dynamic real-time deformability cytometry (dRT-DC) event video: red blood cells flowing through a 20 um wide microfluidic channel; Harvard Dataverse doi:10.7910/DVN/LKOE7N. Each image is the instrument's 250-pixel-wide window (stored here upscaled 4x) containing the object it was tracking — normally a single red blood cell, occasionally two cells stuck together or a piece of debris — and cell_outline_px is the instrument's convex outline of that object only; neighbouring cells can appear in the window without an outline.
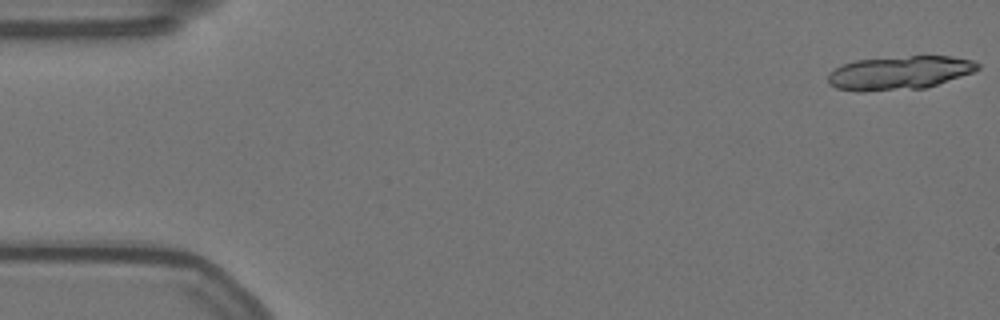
{"species": "Egyptian fruit bat (a non-hibernating species)", "species_latin": "Rousettus aegyptiacus", "temperature_condition": "warm", "stored_images_in_passage": 16, "camera_frame_rate_fps": 3000, "um_per_image_px": 0.085, "animal": {"sex": "female"}, "frame": {"image": 1, "passage_image": 1, "time_ms": 0.0, "image_size_px": [1000, 320], "cell_outline_px": [[980, 68], [972, 72], [924, 88], [864, 92], [860, 92], [836, 88], [828, 84], [828, 72], [844, 64], [856, 60], [908, 56], [952, 56], [972, 60], [980, 64]], "centroid_in_image_um": [76.41, 6.19], "position_along_channel_um": 8.6, "area_um2": 29.25}}
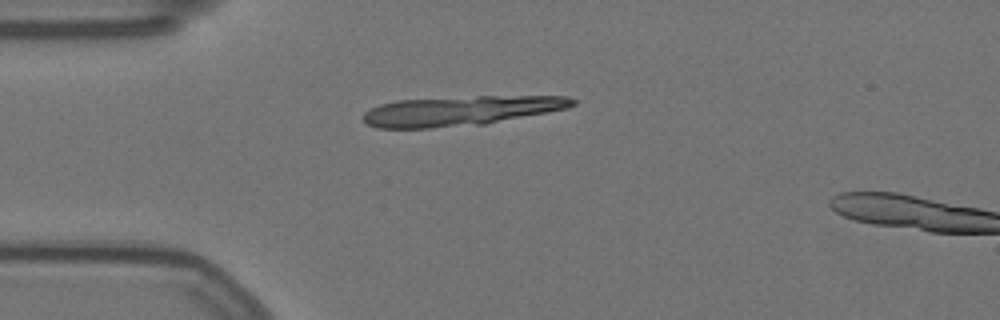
{"frame": {"image": 2, "passage_image": 14, "time_ms": 4.333, "image_size_px": [1000, 320], "cell_outline_px": [[576, 104], [568, 108], [548, 112], [484, 124], [428, 128], [376, 128], [368, 124], [364, 120], [364, 112], [380, 104], [396, 100], [476, 96], [568, 96], [576, 100]], "centroid_in_image_um": [39.17, 9.41], "position_along_channel_um": 45.8, "area_um2": 36.07}}